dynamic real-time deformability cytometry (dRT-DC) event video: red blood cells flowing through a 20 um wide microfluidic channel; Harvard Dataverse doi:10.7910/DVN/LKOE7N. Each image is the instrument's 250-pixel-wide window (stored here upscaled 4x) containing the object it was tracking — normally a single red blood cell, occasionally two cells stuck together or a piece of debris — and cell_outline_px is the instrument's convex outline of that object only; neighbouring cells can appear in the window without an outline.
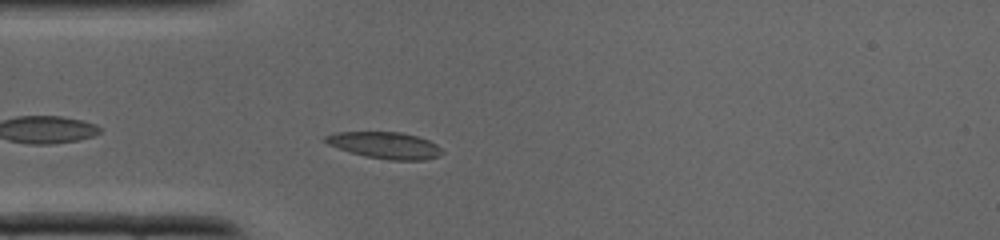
{"species": "common noctule bat (a hibernating species)", "species_latin": "Nyctalus noctula", "temperature_condition": "cold", "stored_images_in_passage": 24, "camera_frame_rate_fps": 3000, "um_per_image_px": 0.085, "animal": {"sex": "male", "body_mass_g": 19.0, "forearm_length_mm": 50.8}, "frame": {"image": 1, "passage_image": 3, "time_ms": 0.667, "image_size_px": [1000, 240], "cell_outline_px": [[444, 152], [440, 156], [424, 160], [388, 160], [364, 156], [328, 144], [320, 140], [324, 136], [336, 132], [400, 132], [416, 136], [428, 140], [436, 144]], "centroid_in_image_um": [32.72, 12.35], "position_along_channel_um": 52.3, "area_um2": 18.09}}
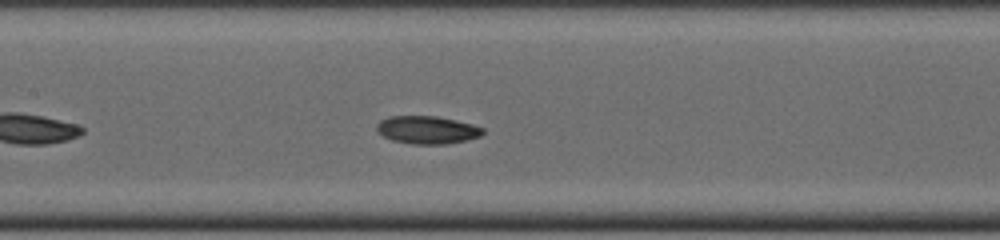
{"frame": {"image": 2, "passage_image": 10, "time_ms": 3.0, "image_size_px": [1000, 240], "cell_outline_px": [[484, 132], [480, 136], [468, 140], [448, 144], [412, 144], [392, 140], [376, 132], [376, 124], [380, 120], [388, 116], [436, 116], [456, 120], [472, 124], [484, 128]], "centroid_in_image_um": [36.3, 11.04], "position_along_channel_um": 171.1, "area_um2": 17.4}}
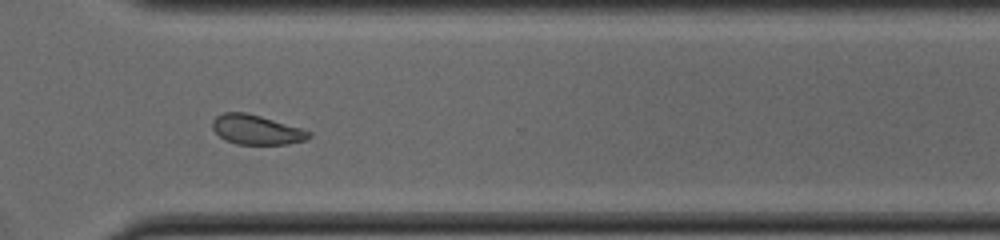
{"frame": {"image": 3, "passage_image": 20, "time_ms": 6.333, "image_size_px": [1000, 240], "cell_outline_px": [[312, 136], [304, 140], [288, 144], [236, 144], [224, 140], [212, 128], [212, 120], [216, 116], [224, 112], [244, 112], [260, 116], [300, 128], [312, 132]], "centroid_in_image_um": [21.77, 11.03], "position_along_channel_um": 348.8, "area_um2": 16.53}}